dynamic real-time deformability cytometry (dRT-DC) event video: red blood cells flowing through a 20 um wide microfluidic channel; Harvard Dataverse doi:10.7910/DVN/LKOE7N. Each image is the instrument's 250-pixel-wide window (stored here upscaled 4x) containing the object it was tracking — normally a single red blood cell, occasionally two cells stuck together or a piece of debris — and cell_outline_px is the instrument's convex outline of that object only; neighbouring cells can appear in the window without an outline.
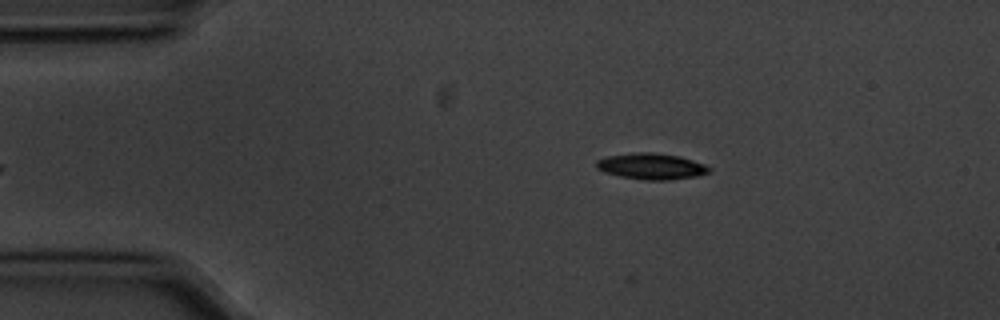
{"species": "common noctule bat (a hibernating species)", "species_latin": "Nyctalus noctula", "temperature_condition": "cold", "stored_images_in_passage": 36, "camera_frame_rate_fps": 3000, "um_per_image_px": 0.085, "animal": {"sex": "male", "body_mass_g": 20.1, "forearm_length_mm": 53.5}, "frame": {"image": 1, "passage_image": 2, "time_ms": 0.333, "image_size_px": [1000, 320], "cell_outline_px": [[712, 172], [696, 176], [668, 180], [644, 180], [620, 176], [604, 172], [596, 168], [596, 160], [608, 156], [636, 152], [652, 152], [676, 156], [692, 160], [704, 164], [712, 168]], "centroid_in_image_um": [55.37, 14.14], "position_along_channel_um": 29.6, "area_um2": 17.11}}
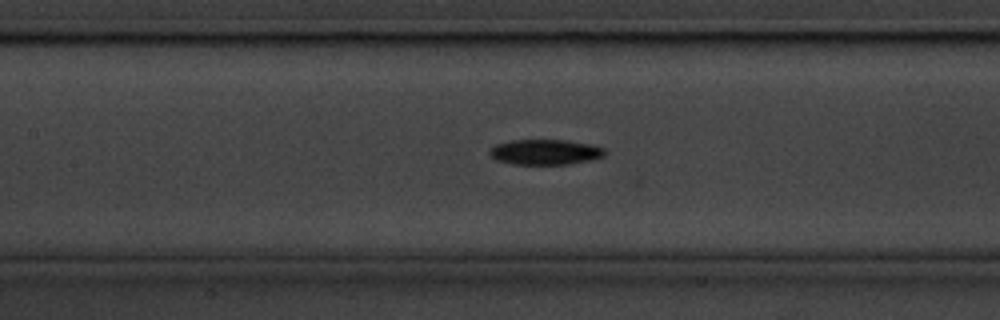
{"frame": {"image": 2, "passage_image": 17, "time_ms": 5.333, "image_size_px": [1000, 320], "cell_outline_px": [[604, 156], [592, 160], [568, 164], [512, 164], [496, 160], [488, 152], [496, 144], [508, 140], [568, 140], [592, 144], [604, 148]], "centroid_in_image_um": [46.35, 12.92], "position_along_channel_um": 161.1, "area_um2": 17.05}}
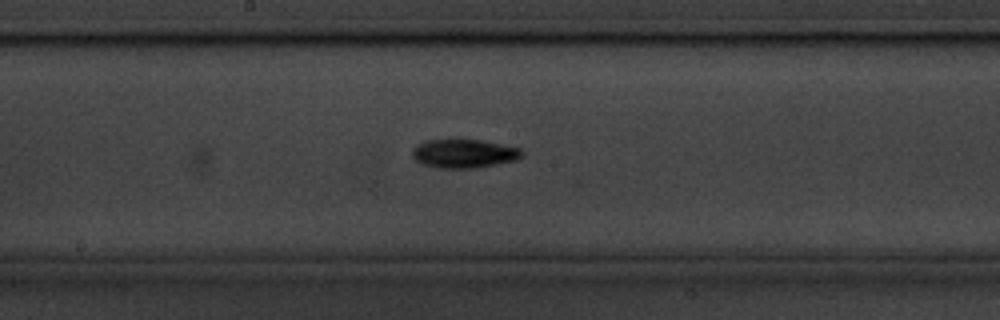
{"frame": {"image": 3, "passage_image": 21, "time_ms": 6.667, "image_size_px": [1000, 320], "cell_outline_px": [[524, 152], [516, 160], [472, 168], [440, 168], [420, 164], [412, 156], [412, 148], [428, 140], [480, 140], [520, 148]], "centroid_in_image_um": [39.41, 13.06], "position_along_channel_um": 208.8, "area_um2": 18.03}, "authors_computed_cell_mechanics": {"area_um2": 17.0221, "velocity_mm_per_s": 3.5824, "shape_relaxation_time_tau1_ms": 3.2668, "shape_relaxation_time_tau2_ms": null, "deformation_change_tau1": 0.1274, "deformation_change_tau2": null}}